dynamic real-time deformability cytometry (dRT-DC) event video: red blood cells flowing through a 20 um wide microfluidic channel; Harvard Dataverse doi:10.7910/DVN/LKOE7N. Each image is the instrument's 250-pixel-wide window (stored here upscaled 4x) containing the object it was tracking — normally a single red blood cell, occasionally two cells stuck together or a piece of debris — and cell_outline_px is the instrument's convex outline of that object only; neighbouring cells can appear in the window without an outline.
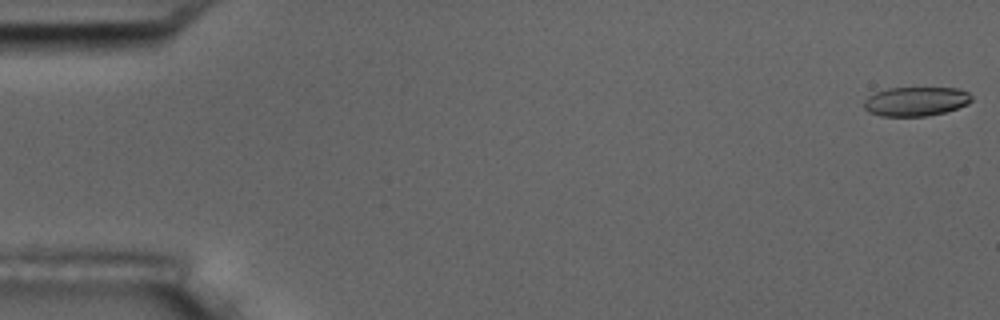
{"species": "common noctule bat (a hibernating species)", "species_latin": "Nyctalus noctula", "temperature_condition": "room temperature", "stored_images_in_passage": 6, "camera_frame_rate_fps": 3000, "um_per_image_px": 0.085, "animal": {"sex": "male", "body_mass_g": 17.5, "forearm_length_mm": 52.3}, "frame": {"image": 1, "passage_image": 1, "time_ms": 0.0, "image_size_px": [1000, 320], "cell_outline_px": [[972, 100], [968, 104], [944, 112], [928, 116], [880, 116], [868, 112], [864, 108], [864, 100], [868, 96], [876, 92], [888, 88], [960, 88], [968, 92], [972, 96]], "centroid_in_image_um": [77.84, 8.62], "position_along_channel_um": 7.2, "area_um2": 18.38}}
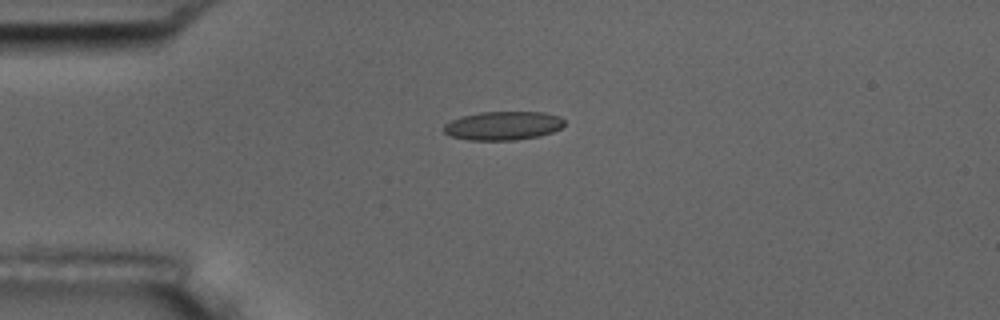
{"frame": {"image": 2, "passage_image": 5, "time_ms": 4.333, "image_size_px": [1000, 320], "cell_outline_px": [[564, 124], [560, 128], [552, 132], [540, 136], [516, 140], [468, 140], [452, 136], [444, 132], [444, 124], [460, 116], [480, 112], [544, 112], [560, 116], [564, 120]], "centroid_in_image_um": [42.77, 10.68], "position_along_channel_um": 42.2, "area_um2": 20.23}}